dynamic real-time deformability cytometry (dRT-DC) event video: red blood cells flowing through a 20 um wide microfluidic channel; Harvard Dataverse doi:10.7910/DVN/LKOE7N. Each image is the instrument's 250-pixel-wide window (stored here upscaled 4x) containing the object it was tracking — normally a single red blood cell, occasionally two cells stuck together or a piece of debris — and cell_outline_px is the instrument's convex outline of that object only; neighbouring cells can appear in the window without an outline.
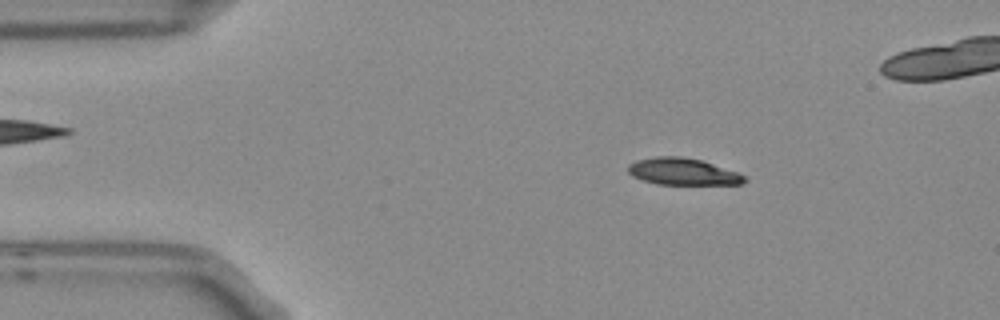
{"species": "Egyptian fruit bat (a non-hibernating species)", "species_latin": "Rousettus aegyptiacus", "temperature_condition": "room temperature", "stored_images_in_passage": 6, "camera_frame_rate_fps": 3000, "um_per_image_px": 0.085, "frame": {"image": 1, "passage_image": 3, "time_ms": 0.667, "image_size_px": [1000, 320], "cell_outline_px": [[748, 180], [744, 184], [656, 184], [632, 176], [628, 172], [628, 164], [636, 160], [656, 156], [680, 156], [700, 160], [748, 176]], "centroid_in_image_um": [58.04, 14.59], "position_along_channel_um": 27.0, "area_um2": 18.15}}
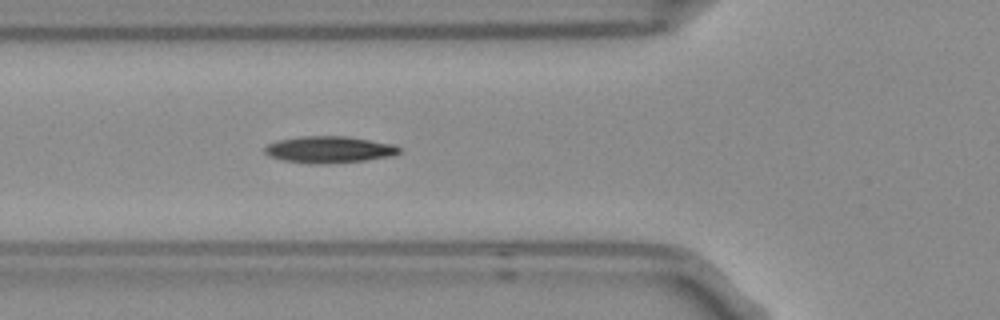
{"frame": {"image": 2, "passage_image": 6, "time_ms": 1.667, "image_size_px": [1000, 320], "cell_outline_px": [[400, 152], [392, 156], [364, 160], [320, 164], [308, 164], [284, 160], [268, 156], [264, 152], [264, 148], [268, 144], [276, 140], [300, 136], [348, 136], [392, 144], [400, 148]], "centroid_in_image_um": [27.93, 12.71], "position_along_channel_um": 97.9, "area_um2": 20.92}}